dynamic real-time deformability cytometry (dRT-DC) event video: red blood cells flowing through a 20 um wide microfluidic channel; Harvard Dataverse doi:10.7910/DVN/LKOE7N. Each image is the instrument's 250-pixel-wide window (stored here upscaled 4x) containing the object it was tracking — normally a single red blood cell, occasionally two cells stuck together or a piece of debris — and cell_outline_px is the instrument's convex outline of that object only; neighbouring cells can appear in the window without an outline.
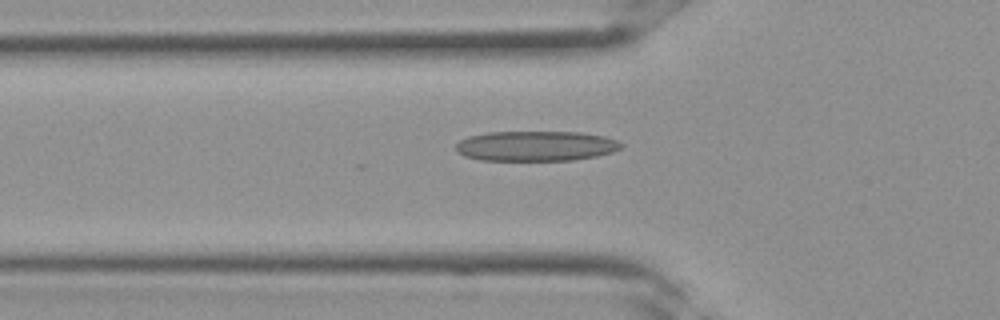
{"species": "Egyptian fruit bat (a non-hibernating species)", "species_latin": "Rousettus aegyptiacus", "temperature_condition": "room temperature", "stored_images_in_passage": 6, "camera_frame_rate_fps": 3000, "um_per_image_px": 0.085, "frame": {"image": 1, "passage_image": 3, "time_ms": 0.667, "image_size_px": [1000, 320], "cell_outline_px": [[624, 148], [612, 152], [596, 156], [572, 160], [480, 160], [464, 156], [456, 152], [456, 144], [460, 140], [468, 136], [488, 132], [580, 132], [604, 136], [616, 140], [624, 144]], "centroid_in_image_um": [45.55, 12.41], "position_along_channel_um": 80.2, "area_um2": 29.13}}
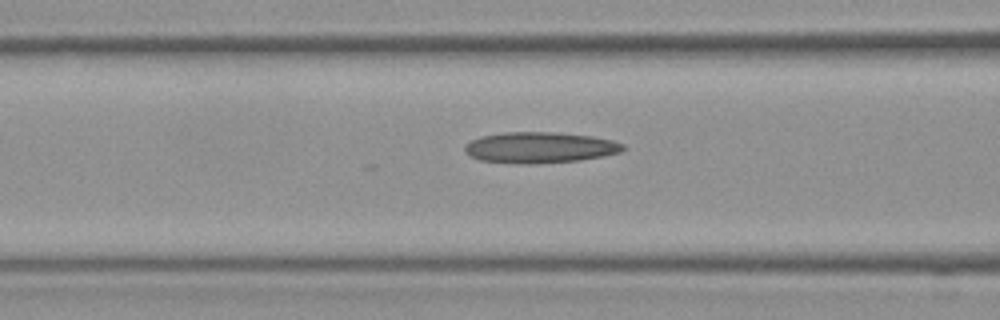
{"frame": {"image": 2, "passage_image": 5, "time_ms": 1.333, "image_size_px": [1000, 320], "cell_outline_px": [[628, 148], [620, 152], [604, 156], [580, 160], [536, 164], [520, 164], [480, 160], [468, 156], [464, 152], [464, 144], [480, 136], [504, 132], [552, 132], [592, 136], [612, 140], [624, 144]], "centroid_in_image_um": [45.87, 12.54], "position_along_channel_um": 120.7, "area_um2": 28.9}}